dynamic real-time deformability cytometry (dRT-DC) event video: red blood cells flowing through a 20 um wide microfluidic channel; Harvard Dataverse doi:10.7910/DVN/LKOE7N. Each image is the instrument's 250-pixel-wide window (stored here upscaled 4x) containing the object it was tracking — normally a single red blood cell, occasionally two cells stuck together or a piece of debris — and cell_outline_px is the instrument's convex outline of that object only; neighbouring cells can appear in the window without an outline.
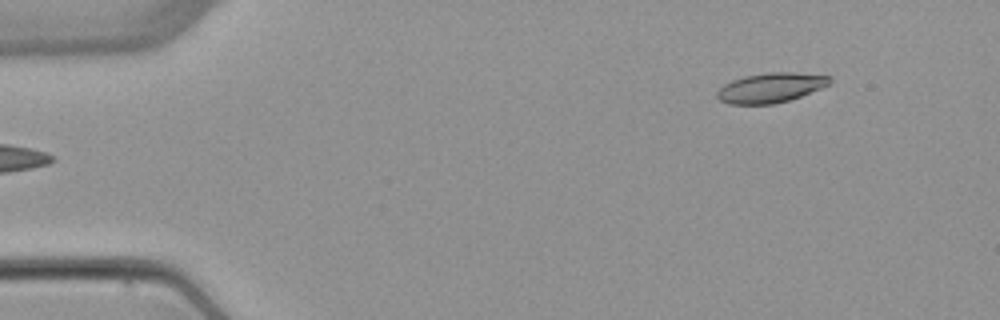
{"species": "common noctule bat (a hibernating species)", "species_latin": "Nyctalus noctula", "temperature_condition": "warm", "stored_images_in_passage": 5, "segment_of_instrument_passage": [2, 2], "camera_frame_rate_fps": 3000, "um_per_image_px": 0.085, "animal": {"sex": "female", "body_mass_g": 22.7, "forearm_length_mm": 54.2}, "frame": {"image": 1, "passage_image": 5, "time_ms": 4.667, "image_size_px": [1000, 320], "cell_outline_px": [[832, 84], [800, 96], [788, 100], [772, 104], [728, 104], [720, 100], [716, 96], [716, 92], [724, 84], [732, 80], [744, 76], [768, 72], [792, 72], [832, 76]], "centroid_in_image_um": [65.52, 7.45], "position_along_channel_um": 19.5, "area_um2": 19.59}}